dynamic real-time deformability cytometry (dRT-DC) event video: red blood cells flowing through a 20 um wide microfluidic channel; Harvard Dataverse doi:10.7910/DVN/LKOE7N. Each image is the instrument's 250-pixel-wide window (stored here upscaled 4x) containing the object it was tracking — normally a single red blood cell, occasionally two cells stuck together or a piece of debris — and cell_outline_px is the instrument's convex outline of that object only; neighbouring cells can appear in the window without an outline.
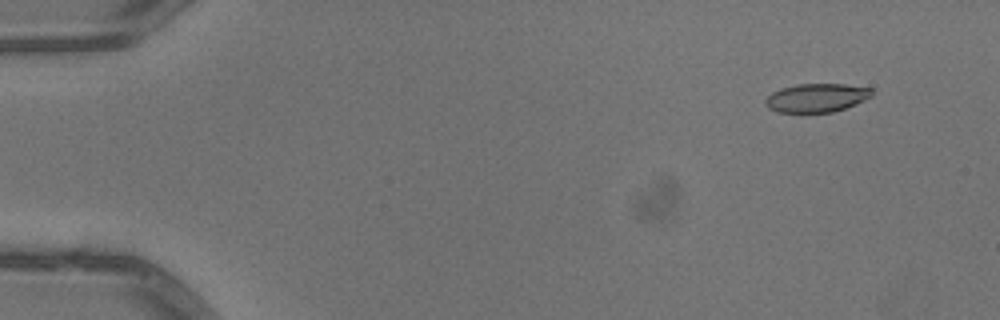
{"species": "common noctule bat (a hibernating species)", "species_latin": "Nyctalus noctula", "temperature_condition": "warm", "stored_images_in_passage": 52, "camera_frame_rate_fps": 3000, "um_per_image_px": 0.085, "animal": {"sex": "male", "body_mass_g": 13.3}, "frame": {"image": 1, "passage_image": 5, "time_ms": 1.333, "image_size_px": [1000, 320], "cell_outline_px": [[872, 96], [856, 104], [832, 112], [776, 112], [768, 108], [764, 104], [764, 100], [772, 92], [780, 88], [800, 84], [844, 84], [872, 88]], "centroid_in_image_um": [69.38, 8.31], "position_along_channel_um": 15.6, "area_um2": 17.74}}
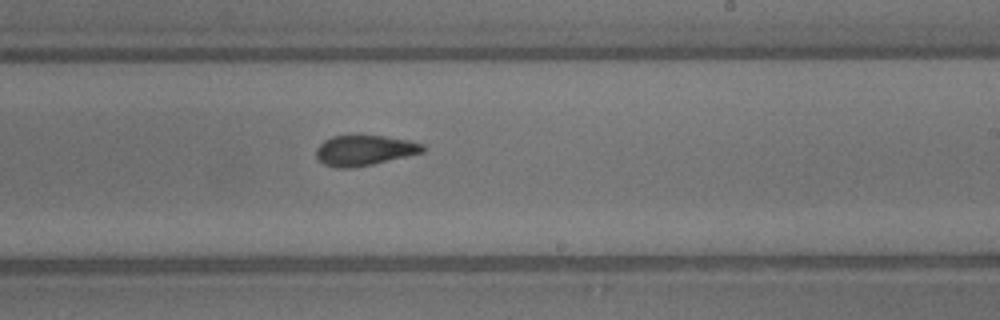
{"frame": {"image": 2, "passage_image": 32, "time_ms": 10.333, "image_size_px": [1000, 320], "cell_outline_px": [[428, 148], [424, 152], [372, 164], [352, 168], [336, 168], [324, 164], [316, 156], [316, 148], [324, 140], [332, 136], [356, 132], [360, 132], [408, 140], [424, 144]], "centroid_in_image_um": [30.97, 12.73], "position_along_channel_um": 258.0, "area_um2": 19.59}}
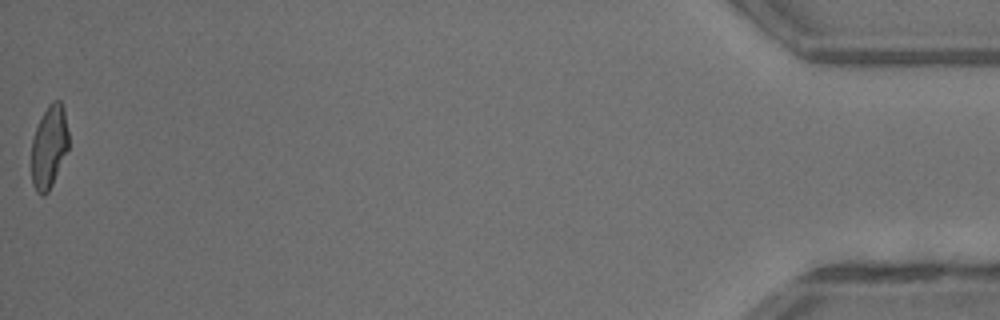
{"frame": {"image": 3, "passage_image": 52, "time_ms": 17.0, "image_size_px": [1000, 320], "cell_outline_px": [[68, 148], [52, 184], [48, 192], [44, 196], [40, 196], [36, 192], [32, 184], [32, 140], [36, 128], [48, 104], [52, 100], [60, 100], [64, 108], [68, 132]], "centroid_in_image_um": [4.17, 12.48], "position_along_channel_um": 431.0, "area_um2": 17.8}, "authors_computed_cell_mechanics": {"area_um2": 19.074, "velocity_mm_per_s": 4.0728, "shape_relaxation_time_tau1_ms": 3.6729, "shape_relaxation_time_tau2_ms": 1.3651, "deformation_change_tau1": 0.1654, "deformation_change_tau2": 0.0879}}